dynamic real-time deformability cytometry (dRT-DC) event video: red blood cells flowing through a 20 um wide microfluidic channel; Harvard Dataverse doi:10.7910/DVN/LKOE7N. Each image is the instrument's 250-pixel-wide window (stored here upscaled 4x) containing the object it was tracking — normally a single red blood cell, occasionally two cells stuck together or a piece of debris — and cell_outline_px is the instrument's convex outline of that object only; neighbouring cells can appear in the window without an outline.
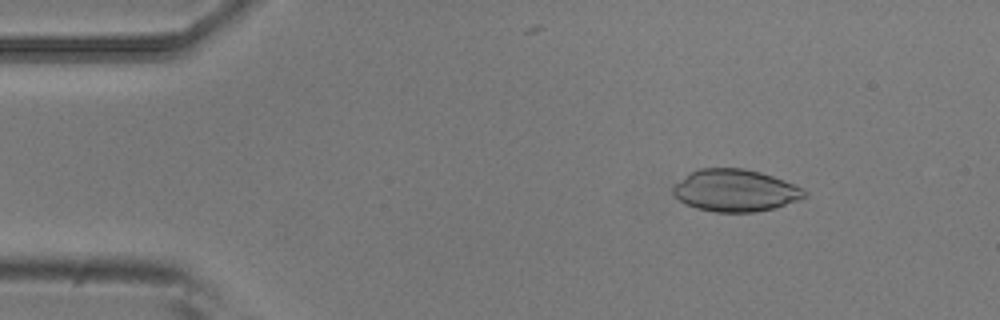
{"species": "common noctule bat (a hibernating species)", "species_latin": "Nyctalus noctula", "temperature_condition": "room temperature", "stored_images_in_passage": 4, "camera_frame_rate_fps": 3000, "um_per_image_px": 0.085, "animal": {"sex": "male", "body_mass_g": 20.5, "forearm_length_mm": 52.5}, "frame": {"image": 1, "passage_image": 2, "time_ms": 0.333, "image_size_px": [1000, 320], "cell_outline_px": [[808, 192], [804, 196], [796, 200], [776, 208], [752, 212], [716, 212], [696, 208], [680, 200], [672, 192], [672, 188], [676, 184], [692, 172], [700, 168], [744, 168], [760, 172], [784, 180]], "centroid_in_image_um": [62.49, 16.19], "position_along_channel_um": 22.5, "area_um2": 31.73}}